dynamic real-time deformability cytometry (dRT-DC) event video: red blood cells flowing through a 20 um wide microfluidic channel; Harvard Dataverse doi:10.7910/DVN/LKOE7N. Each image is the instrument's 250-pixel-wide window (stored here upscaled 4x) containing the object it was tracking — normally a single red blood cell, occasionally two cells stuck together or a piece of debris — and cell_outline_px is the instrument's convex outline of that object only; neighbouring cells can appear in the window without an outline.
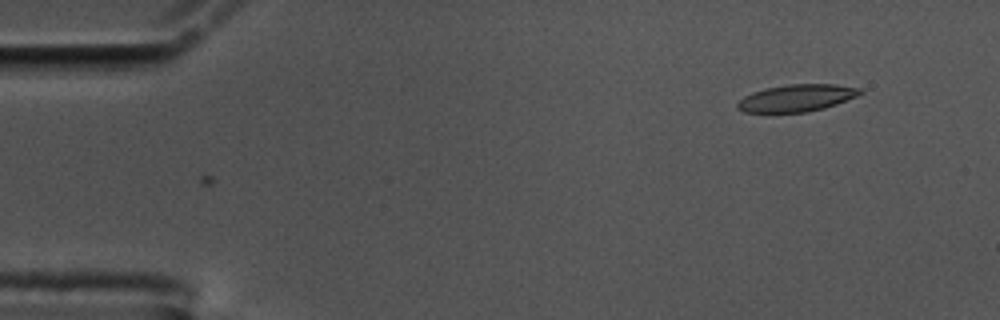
{"species": "common noctule bat (a hibernating species)", "species_latin": "Nyctalus noctula", "temperature_condition": "cold", "stored_images_in_passage": 7, "camera_frame_rate_fps": 3000, "um_per_image_px": 0.085, "animal": {"sex": "male", "body_mass_g": 17.5, "forearm_length_mm": 52.3}, "frame": {"image": 1, "passage_image": 7, "time_ms": 2.0, "image_size_px": [1000, 320], "cell_outline_px": [[864, 92], [856, 96], [836, 104], [824, 108], [808, 112], [744, 112], [736, 108], [736, 104], [744, 96], [752, 92], [768, 88], [788, 84], [836, 84], [864, 88]], "centroid_in_image_um": [67.75, 8.32], "position_along_channel_um": 17.3, "area_um2": 19.36}}